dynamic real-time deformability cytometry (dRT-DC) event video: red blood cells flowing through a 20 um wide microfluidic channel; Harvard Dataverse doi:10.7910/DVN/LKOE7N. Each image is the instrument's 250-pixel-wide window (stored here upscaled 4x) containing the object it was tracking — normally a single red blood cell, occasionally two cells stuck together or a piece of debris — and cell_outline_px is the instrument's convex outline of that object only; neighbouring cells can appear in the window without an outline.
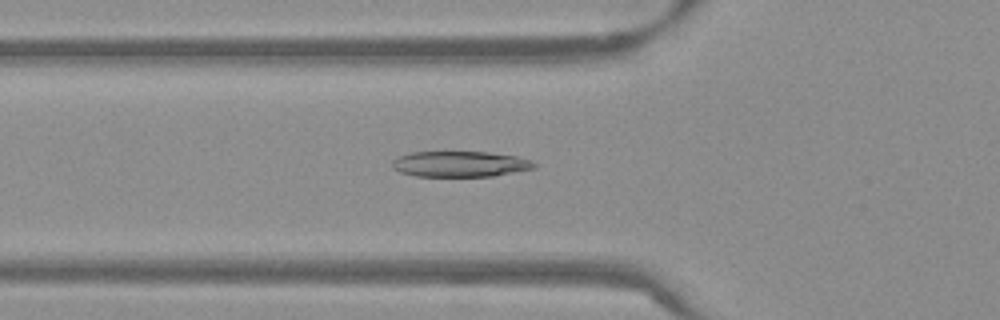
{"species": "Egyptian fruit bat (a non-hibernating species)", "species_latin": "Rousettus aegyptiacus", "temperature_condition": "warm", "stored_images_in_passage": 48, "camera_frame_rate_fps": 3000, "um_per_image_px": 0.085, "frame": {"image": 1, "passage_image": 14, "time_ms": 4.333, "image_size_px": [1000, 320], "cell_outline_px": [[536, 168], [492, 176], [416, 176], [400, 172], [392, 168], [392, 160], [400, 156], [412, 152], [488, 152], [516, 156], [532, 160], [536, 164]], "centroid_in_image_um": [39.11, 13.94], "position_along_channel_um": 86.7, "area_um2": 21.21}}
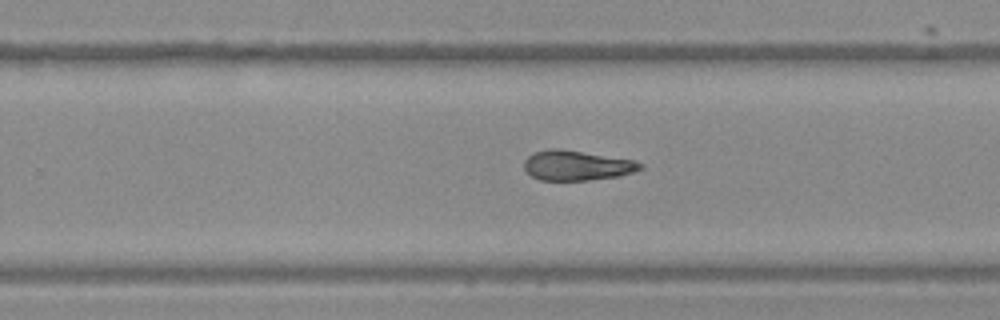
{"frame": {"image": 2, "passage_image": 29, "time_ms": 9.333, "image_size_px": [1000, 320], "cell_outline_px": [[644, 168], [620, 176], [588, 180], [540, 180], [532, 176], [524, 168], [524, 160], [532, 152], [548, 148], [560, 148], [636, 160], [644, 164]], "centroid_in_image_um": [49.04, 14.05], "position_along_channel_um": 280.8, "area_um2": 20.52}}
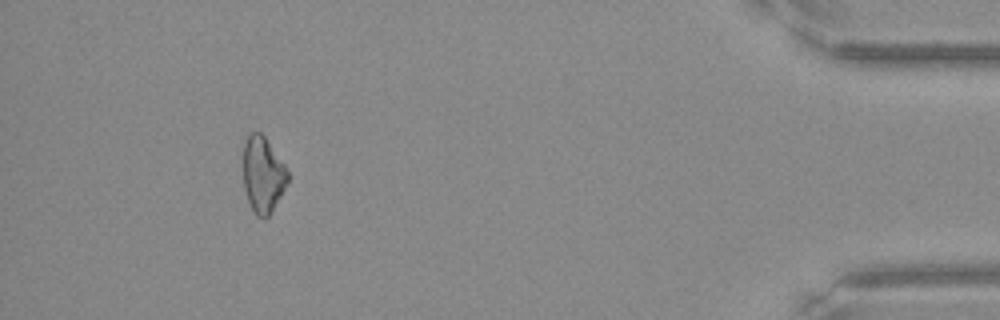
{"frame": {"image": 3, "passage_image": 44, "time_ms": 14.333, "image_size_px": [1000, 320], "cell_outline_px": [[288, 184], [268, 216], [264, 220], [256, 216], [248, 200], [244, 188], [244, 136], [252, 132], [260, 132], [264, 136], [284, 164], [288, 172]], "centroid_in_image_um": [22.34, 14.84], "position_along_channel_um": 412.9, "area_um2": 19.65}, "authors_computed_cell_mechanics": {"area_um2": 20.9814, "velocity_mm_per_s": 3.8739, "shape_relaxation_time_tau1_ms": 8.1011, "shape_relaxation_time_tau2_ms": 3.2937, "deformation_change_tau1": 0.216, "deformation_change_tau2": 0.1212}}